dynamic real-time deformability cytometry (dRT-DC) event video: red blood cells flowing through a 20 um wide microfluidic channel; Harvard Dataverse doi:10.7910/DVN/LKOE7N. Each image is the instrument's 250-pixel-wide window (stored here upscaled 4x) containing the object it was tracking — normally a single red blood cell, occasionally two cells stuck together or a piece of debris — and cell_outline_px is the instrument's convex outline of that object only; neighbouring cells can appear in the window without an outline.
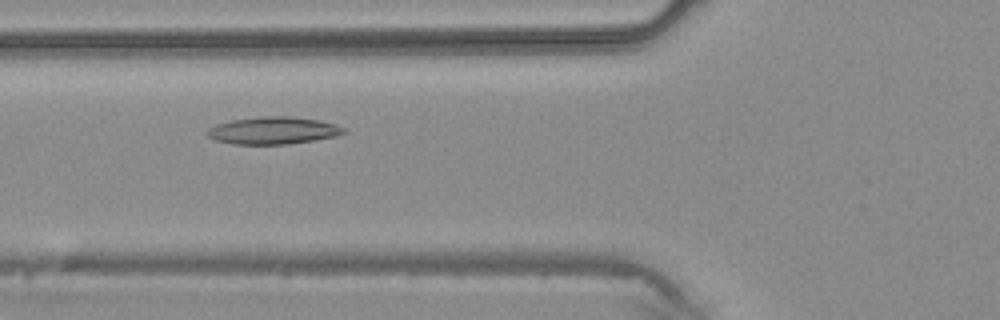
{"species": "common noctule bat (a hibernating species)", "species_latin": "Nyctalus noctula", "temperature_condition": "warm", "stored_images_in_passage": 30, "camera_frame_rate_fps": 3000, "um_per_image_px": 0.085, "animal": {"sex": "male", "body_mass_g": 20.4}, "frame": {"image": 1, "passage_image": 3, "time_ms": 0.667, "image_size_px": [1000, 320], "cell_outline_px": [[348, 132], [336, 136], [316, 140], [288, 144], [232, 144], [216, 140], [208, 136], [204, 132], [208, 128], [216, 124], [232, 120], [264, 116], [288, 116], [320, 120], [336, 124], [344, 128]], "centroid_in_image_um": [23.23, 11.09], "position_along_channel_um": 102.6, "area_um2": 21.85}}
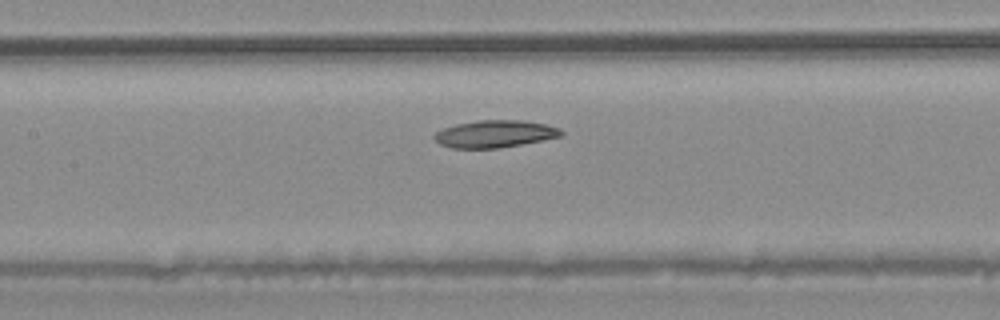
{"frame": {"image": 2, "passage_image": 7, "time_ms": 2.0, "image_size_px": [1000, 320], "cell_outline_px": [[564, 136], [544, 140], [500, 148], [452, 148], [440, 144], [432, 136], [436, 132], [444, 128], [456, 124], [476, 120], [524, 120], [544, 124], [560, 128], [564, 132]], "centroid_in_image_um": [42.09, 11.38], "position_along_channel_um": 165.3, "area_um2": 20.29}}
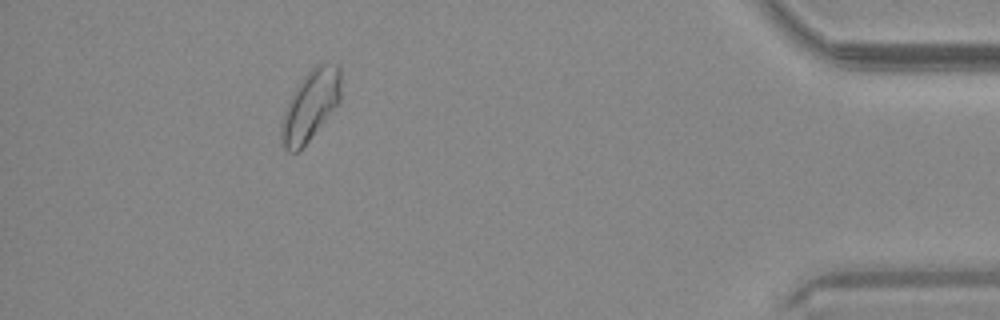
{"frame": {"image": 3, "passage_image": 26, "time_ms": 8.333, "image_size_px": [1000, 320], "cell_outline_px": [[340, 100], [308, 140], [296, 152], [288, 152], [280, 144], [280, 128], [284, 112], [288, 100], [292, 92], [300, 80], [316, 64], [340, 64]], "centroid_in_image_um": [26.34, 8.95], "position_along_channel_um": 408.9, "area_um2": 24.04}}